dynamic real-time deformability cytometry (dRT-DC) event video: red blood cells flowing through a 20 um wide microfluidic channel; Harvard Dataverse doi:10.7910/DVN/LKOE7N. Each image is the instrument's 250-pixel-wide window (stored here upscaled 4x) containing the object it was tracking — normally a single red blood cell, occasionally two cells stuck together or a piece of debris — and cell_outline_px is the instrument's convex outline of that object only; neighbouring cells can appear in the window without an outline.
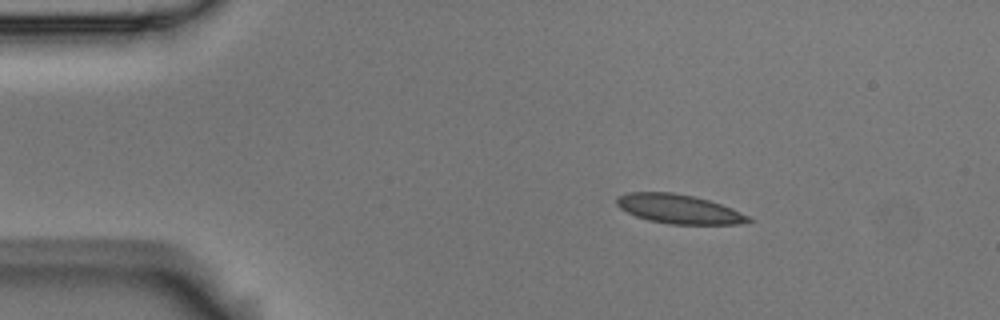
{"species": "Egyptian fruit bat (a non-hibernating species)", "species_latin": "Rousettus aegyptiacus", "temperature_condition": "room temperature", "stored_images_in_passage": 3, "camera_frame_rate_fps": 3000, "um_per_image_px": 0.085, "animal": {"sex": "male"}, "frame": {"image": 1, "passage_image": 1, "time_ms": 0.0, "image_size_px": [1000, 320], "cell_outline_px": [[752, 220], [740, 224], [668, 224], [648, 220], [636, 216], [620, 208], [616, 204], [616, 196], [628, 192], [672, 192], [692, 196], [708, 200], [732, 208], [748, 216]], "centroid_in_image_um": [57.66, 17.76], "position_along_channel_um": 27.3, "area_um2": 22.25}}